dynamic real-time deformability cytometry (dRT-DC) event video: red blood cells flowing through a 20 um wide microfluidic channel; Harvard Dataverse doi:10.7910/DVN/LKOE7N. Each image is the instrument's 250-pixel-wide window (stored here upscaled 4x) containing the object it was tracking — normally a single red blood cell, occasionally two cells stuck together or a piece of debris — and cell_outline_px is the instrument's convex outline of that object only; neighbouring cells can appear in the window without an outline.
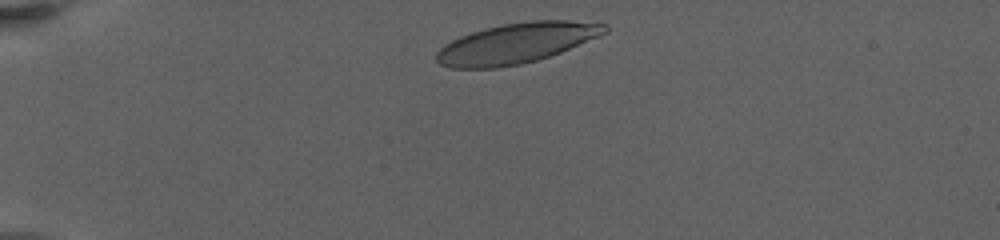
{"species": "human", "species_latin": "Homo sapiens", "temperature_condition": "warm", "stored_images_in_passage": 48, "camera_frame_rate_fps": 3000, "um_per_image_px": 0.085, "donor": {"sex": "female"}, "frame": {"image": 1, "passage_image": 2, "time_ms": 0.333, "image_size_px": [1000, 240], "cell_outline_px": [[608, 32], [600, 36], [560, 52], [536, 60], [520, 64], [496, 68], [452, 68], [440, 64], [436, 60], [436, 52], [444, 44], [460, 36], [484, 28], [504, 24], [532, 20], [568, 20], [608, 24]], "centroid_in_image_um": [43.9, 3.66], "position_along_channel_um": 41.1, "area_um2": 39.42}}
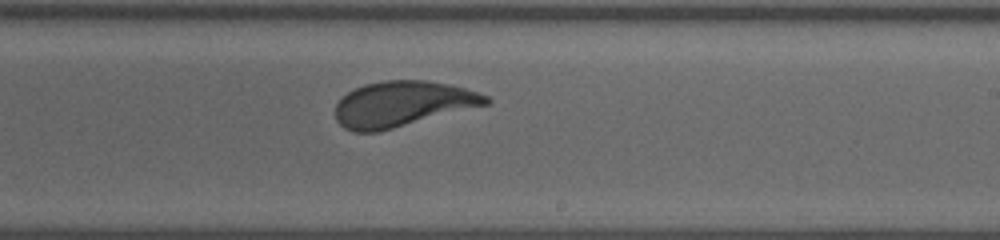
{"frame": {"image": 2, "passage_image": 27, "time_ms": 9.0, "image_size_px": [1000, 240], "cell_outline_px": [[492, 100], [488, 104], [376, 132], [352, 132], [344, 128], [336, 120], [336, 104], [348, 92], [364, 84], [384, 80], [424, 80], [448, 84], [464, 88], [488, 96]], "centroid_in_image_um": [34.18, 8.83], "position_along_channel_um": 254.8, "area_um2": 39.42}}
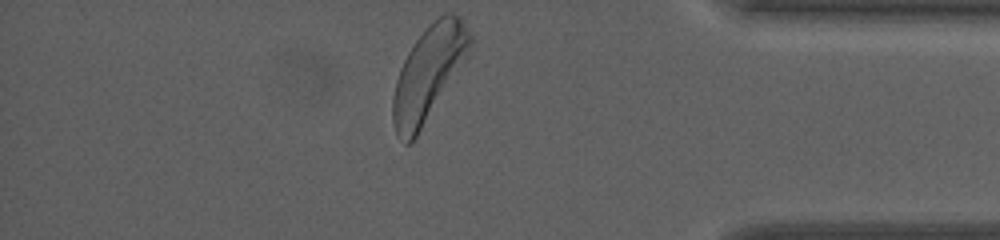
{"frame": {"image": 3, "passage_image": 48, "time_ms": 14.333, "image_size_px": [1000, 240], "cell_outline_px": [[472, 40], [416, 136], [408, 144], [404, 144], [396, 136], [392, 120], [392, 96], [396, 80], [400, 68], [408, 52], [416, 40], [444, 12], [452, 12], [460, 16], [472, 36]], "centroid_in_image_um": [36.32, 6.23], "position_along_channel_um": 398.9, "area_um2": 39.82}, "authors_computed_cell_mechanics": {"area_um2": 40.1132, "velocity_mm_per_s": 3.0995, "shape_relaxation_time_tau1_ms": 3.537, "shape_relaxation_time_tau2_ms": 0.8156, "deformation_change_tau1": 0.1811, "deformation_change_tau2": 0.0872}}